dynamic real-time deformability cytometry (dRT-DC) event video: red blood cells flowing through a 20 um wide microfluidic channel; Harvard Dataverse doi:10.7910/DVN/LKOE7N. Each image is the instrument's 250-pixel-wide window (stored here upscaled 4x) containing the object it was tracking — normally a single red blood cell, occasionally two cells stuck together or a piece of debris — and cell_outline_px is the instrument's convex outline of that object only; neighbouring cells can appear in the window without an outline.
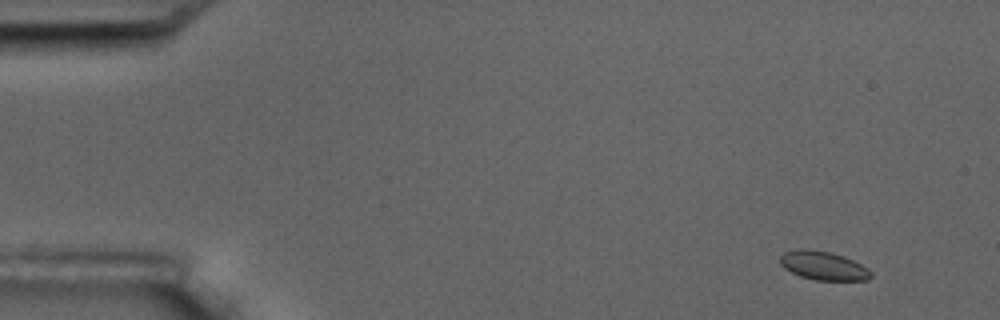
{"species": "common noctule bat (a hibernating species)", "species_latin": "Nyctalus noctula", "temperature_condition": "room temperature", "stored_images_in_passage": 5, "camera_frame_rate_fps": 3000, "um_per_image_px": 0.085, "animal": {"sex": "male", "body_mass_g": 17.5, "forearm_length_mm": 52.3}, "frame": {"image": 1, "passage_image": 1, "time_ms": 0.0, "image_size_px": [1000, 320], "cell_outline_px": [[872, 276], [868, 280], [816, 280], [800, 276], [784, 268], [780, 264], [780, 256], [784, 252], [800, 248], [808, 248], [828, 252], [844, 256], [868, 268], [872, 272]], "centroid_in_image_um": [69.97, 22.57], "position_along_channel_um": 15.0, "area_um2": 15.2}}